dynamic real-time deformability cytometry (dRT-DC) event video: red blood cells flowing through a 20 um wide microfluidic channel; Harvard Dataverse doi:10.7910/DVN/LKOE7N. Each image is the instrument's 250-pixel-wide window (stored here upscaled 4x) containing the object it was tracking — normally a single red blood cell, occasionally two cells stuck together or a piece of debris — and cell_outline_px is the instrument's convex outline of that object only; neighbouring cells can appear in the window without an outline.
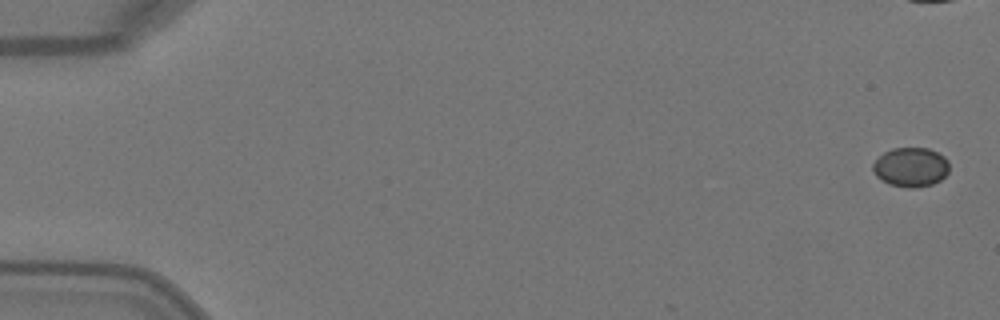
{"species": "Egyptian fruit bat (a non-hibernating species)", "species_latin": "Rousettus aegyptiacus", "temperature_condition": "warm", "stored_images_in_passage": 3, "camera_frame_rate_fps": 3000, "um_per_image_px": 0.085, "animal": {"sex": "female"}, "frame": {"image": 1, "passage_image": 1, "time_ms": 0.0, "image_size_px": [1000, 320], "cell_outline_px": [[948, 172], [940, 180], [932, 184], [912, 188], [908, 188], [888, 184], [876, 176], [872, 172], [872, 164], [884, 152], [892, 148], [928, 148], [944, 156], [948, 160]], "centroid_in_image_um": [77.4, 14.21], "position_along_channel_um": 7.6, "area_um2": 17.51}}